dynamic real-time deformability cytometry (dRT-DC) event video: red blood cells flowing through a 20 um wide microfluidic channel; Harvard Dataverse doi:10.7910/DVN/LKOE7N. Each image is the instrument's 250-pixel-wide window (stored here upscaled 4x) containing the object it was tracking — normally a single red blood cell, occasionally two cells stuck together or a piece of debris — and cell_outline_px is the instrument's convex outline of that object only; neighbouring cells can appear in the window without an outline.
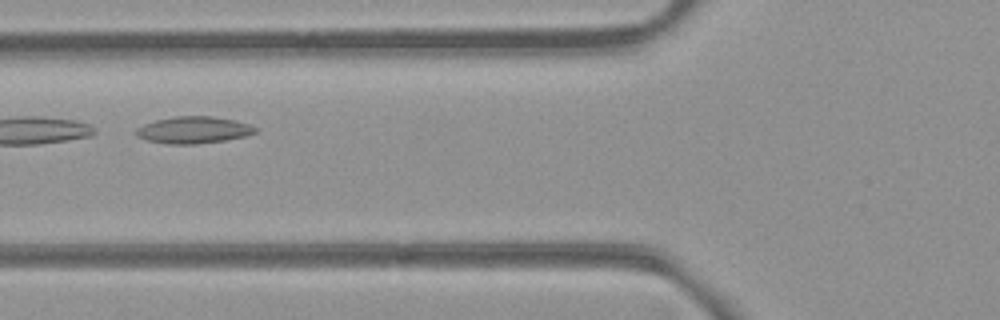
{"species": "common noctule bat (a hibernating species)", "species_latin": "Nyctalus noctula", "temperature_condition": "room temperature", "stored_images_in_passage": 8, "camera_frame_rate_fps": 3000, "um_per_image_px": 0.085, "animal": {"sex": "female", "body_mass_g": 21.9}, "frame": {"image": 1, "passage_image": 4, "time_ms": 3.667, "image_size_px": [1000, 320], "cell_outline_px": [[260, 128], [256, 132], [244, 136], [224, 140], [196, 144], [168, 144], [148, 140], [136, 136], [132, 132], [136, 128], [144, 124], [156, 120], [176, 116], [212, 116], [236, 120]], "centroid_in_image_um": [16.43, 11.04], "position_along_channel_um": 109.4, "area_um2": 18.73}}
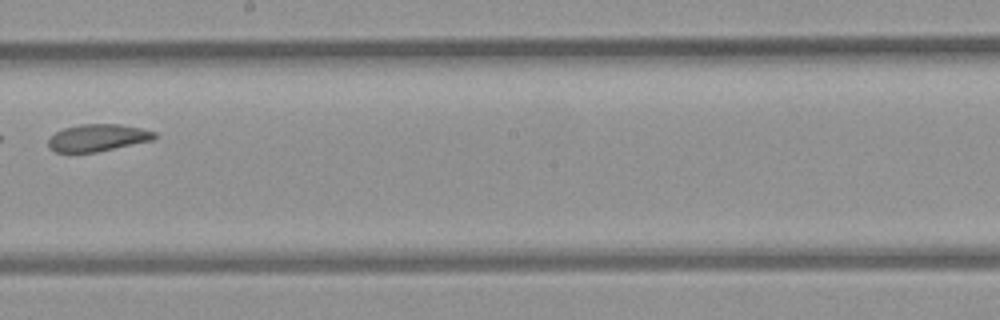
{"frame": {"image": 2, "passage_image": 7, "time_ms": 7.0, "image_size_px": [1000, 320], "cell_outline_px": [[160, 136], [152, 140], [96, 152], [56, 152], [48, 148], [48, 140], [56, 132], [64, 128], [80, 124], [120, 124], [140, 128], [156, 132]], "centroid_in_image_um": [8.32, 11.7], "position_along_channel_um": 239.9, "area_um2": 16.76}}
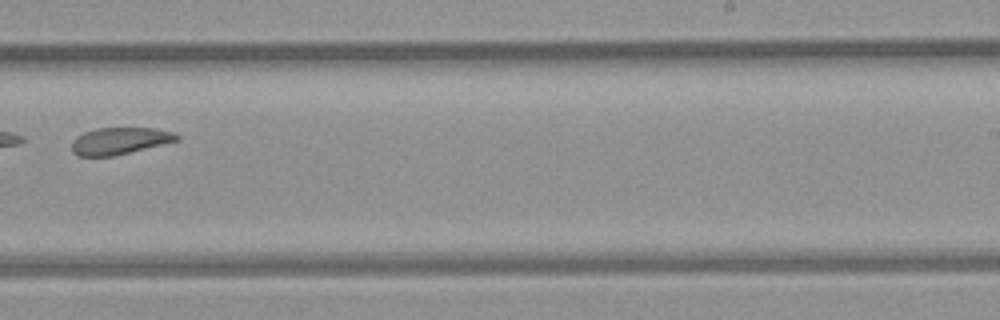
{"frame": {"image": 3, "passage_image": 8, "time_ms": 8.0, "image_size_px": [1000, 320], "cell_outline_px": [[180, 140], [112, 156], [76, 156], [72, 152], [72, 140], [76, 136], [84, 132], [96, 128], [156, 128], [172, 132], [180, 136]], "centroid_in_image_um": [10.15, 11.97], "position_along_channel_um": 278.9, "area_um2": 16.47}}